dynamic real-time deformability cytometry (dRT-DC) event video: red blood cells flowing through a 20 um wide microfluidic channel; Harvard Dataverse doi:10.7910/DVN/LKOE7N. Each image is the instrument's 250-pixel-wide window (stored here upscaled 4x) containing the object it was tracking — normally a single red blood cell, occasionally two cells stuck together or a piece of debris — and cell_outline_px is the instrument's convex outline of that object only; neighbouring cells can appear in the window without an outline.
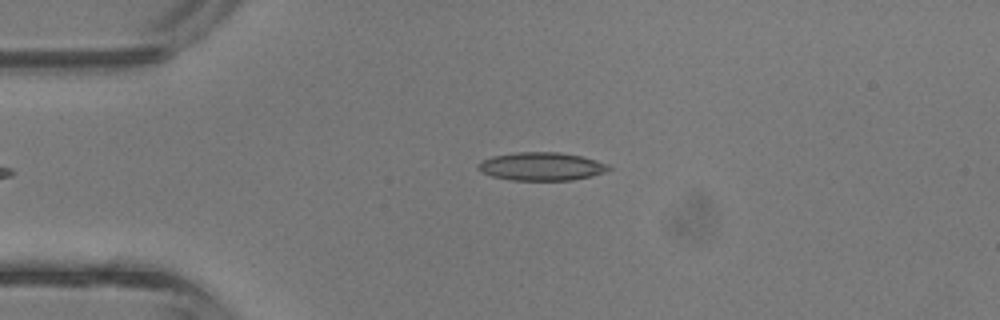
{"species": "common noctule bat (a hibernating species)", "species_latin": "Nyctalus noctula", "temperature_condition": "room temperature", "stored_images_in_passage": 2, "camera_frame_rate_fps": 3000, "um_per_image_px": 0.085, "animal": {"sex": "male", "body_mass_g": 13.3}, "frame": {"image": 1, "passage_image": 1, "time_ms": 0.0, "image_size_px": [1000, 320], "cell_outline_px": [[612, 168], [604, 172], [592, 176], [572, 180], [512, 180], [492, 176], [480, 172], [476, 168], [476, 164], [480, 160], [492, 156], [516, 152], [560, 152], [580, 156], [596, 160], [608, 164]], "centroid_in_image_um": [45.98, 14.14], "position_along_channel_um": 39.0, "area_um2": 21.62}}
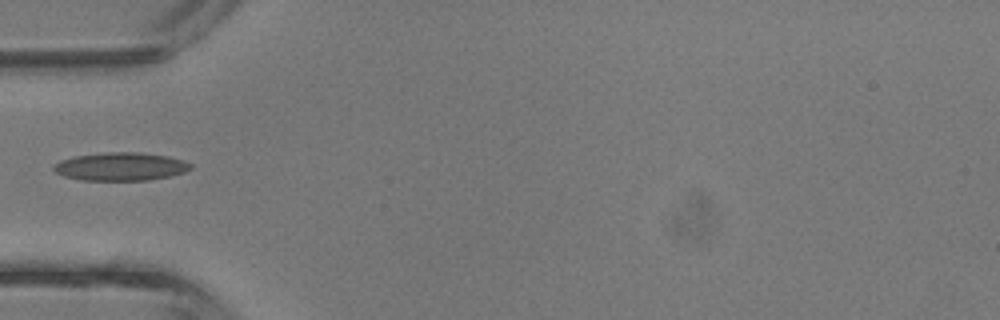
{"frame": {"image": 2, "passage_image": 2, "time_ms": 0.333, "image_size_px": [1000, 320], "cell_outline_px": [[192, 168], [184, 172], [168, 176], [148, 180], [80, 180], [64, 176], [56, 172], [52, 168], [60, 160], [76, 156], [108, 152], [140, 152], [168, 156], [184, 160], [192, 164]], "centroid_in_image_um": [10.28, 14.15], "position_along_channel_um": 74.7, "area_um2": 22.37}}